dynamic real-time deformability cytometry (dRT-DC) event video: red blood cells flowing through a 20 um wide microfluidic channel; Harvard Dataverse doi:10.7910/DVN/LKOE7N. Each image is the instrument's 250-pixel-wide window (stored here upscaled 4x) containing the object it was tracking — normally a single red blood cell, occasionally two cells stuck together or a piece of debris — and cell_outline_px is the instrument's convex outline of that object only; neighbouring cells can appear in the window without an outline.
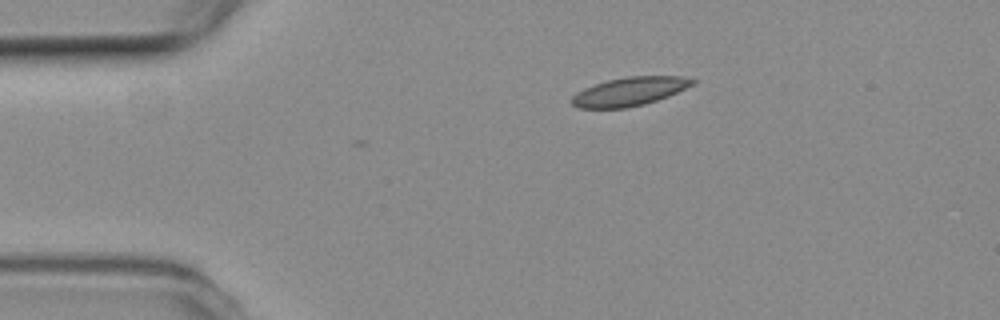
{"species": "common noctule bat (a hibernating species)", "species_latin": "Nyctalus noctula", "temperature_condition": "room temperature", "stored_images_in_passage": 2, "camera_frame_rate_fps": 3000, "um_per_image_px": 0.085, "animal": {"sex": "female", "body_mass_g": 19.3, "forearm_length_mm": 54.1}, "frame": {"image": 1, "passage_image": 2, "time_ms": 0.333, "image_size_px": [1000, 320], "cell_outline_px": [[696, 84], [668, 96], [644, 104], [624, 108], [580, 108], [572, 104], [572, 96], [576, 92], [584, 88], [608, 80], [628, 76], [680, 76], [696, 80]], "centroid_in_image_um": [53.53, 7.77], "position_along_channel_um": 31.5, "area_um2": 20.0}}